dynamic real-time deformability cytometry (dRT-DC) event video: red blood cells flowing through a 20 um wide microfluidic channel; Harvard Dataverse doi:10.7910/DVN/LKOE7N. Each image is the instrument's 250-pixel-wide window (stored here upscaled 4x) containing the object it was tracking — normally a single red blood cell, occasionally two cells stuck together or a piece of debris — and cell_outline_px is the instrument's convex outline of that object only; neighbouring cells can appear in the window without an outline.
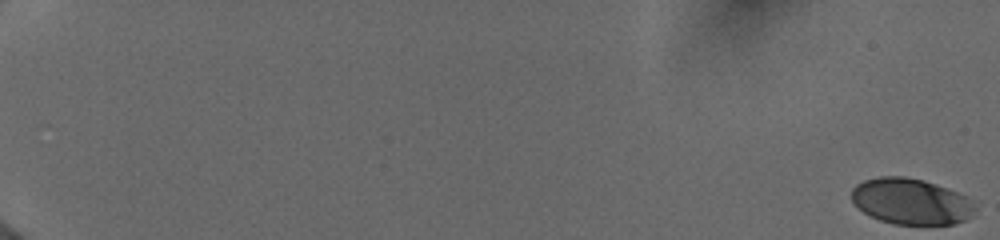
{"species": "human", "species_latin": "Homo sapiens", "temperature_condition": "cold", "stored_images_in_passage": 56, "camera_frame_rate_fps": 3000, "um_per_image_px": 0.085, "donor": {"sex": "female"}, "frame": {"image": 1, "passage_image": 1, "time_ms": 0.0, "image_size_px": [1000, 240], "cell_outline_px": [[976, 208], [972, 216], [964, 220], [952, 224], [892, 224], [880, 220], [864, 212], [852, 200], [852, 188], [856, 184], [864, 180], [880, 176], [904, 176], [924, 180], [936, 184], [956, 192], [972, 200], [976, 204]], "centroid_in_image_um": [77.44, 17.11], "position_along_channel_um": 7.6, "area_um2": 33.0}}
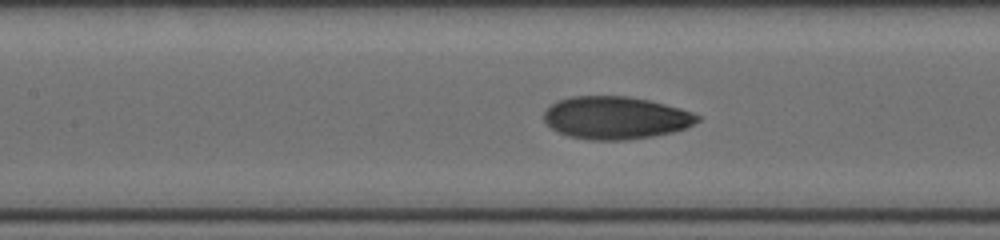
{"frame": {"image": 2, "passage_image": 30, "time_ms": 9.667, "image_size_px": [1000, 240], "cell_outline_px": [[700, 120], [684, 128], [672, 132], [652, 136], [624, 140], [588, 140], [568, 136], [556, 132], [544, 124], [544, 112], [552, 104], [560, 100], [572, 96], [628, 96], [648, 100], [680, 108], [692, 112], [700, 116]], "centroid_in_image_um": [52.29, 10.02], "position_along_channel_um": 155.1, "area_um2": 38.15}}
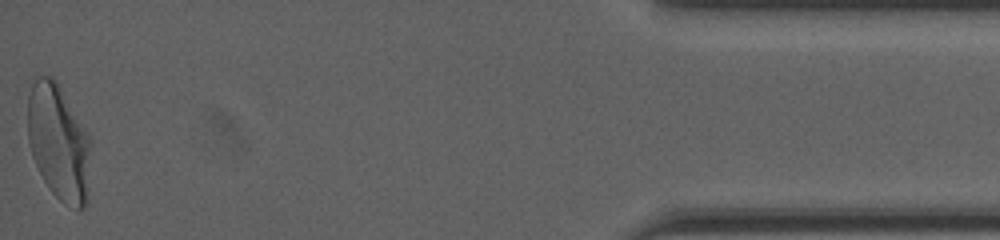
{"frame": {"image": 3, "passage_image": 56, "time_ms": 18.333, "image_size_px": [1000, 240], "cell_outline_px": [[92, 144], [88, 204], [84, 208], [76, 208], [64, 204], [48, 188], [32, 156], [28, 140], [28, 96], [32, 84], [36, 76], [52, 76], [56, 80], [92, 140]], "centroid_in_image_um": [5.02, 12.13], "position_along_channel_um": 430.2, "area_um2": 43.12}, "authors_computed_cell_mechanics": {"area_um2": 37.4255, "velocity_mm_per_s": 3.9729, "shape_relaxation_time_tau1_ms": 4.77, "shape_relaxation_time_tau2_ms": 1.0224, "deformation_change_tau1": 0.1829, "deformation_change_tau2": 0.0541}}